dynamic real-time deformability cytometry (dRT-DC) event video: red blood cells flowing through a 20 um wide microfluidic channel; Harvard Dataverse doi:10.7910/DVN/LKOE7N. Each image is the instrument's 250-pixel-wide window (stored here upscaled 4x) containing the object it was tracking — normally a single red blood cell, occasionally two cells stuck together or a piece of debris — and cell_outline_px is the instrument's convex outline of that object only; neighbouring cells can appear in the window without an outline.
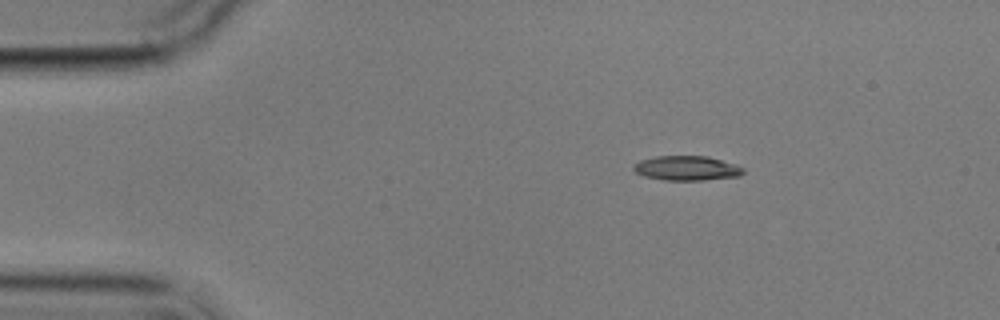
{"species": "common noctule bat (a hibernating species)", "species_latin": "Nyctalus noctula", "temperature_condition": "cold", "stored_images_in_passage": 3, "camera_frame_rate_fps": 3000, "um_per_image_px": 0.085, "animal": {"sex": "male", "body_mass_g": 17.9}, "frame": {"image": 1, "passage_image": 1, "time_ms": 0.0, "image_size_px": [1000, 320], "cell_outline_px": [[744, 172], [740, 176], [704, 180], [664, 180], [644, 176], [636, 172], [632, 168], [632, 164], [640, 160], [656, 156], [708, 156], [736, 164], [744, 168]], "centroid_in_image_um": [58.37, 14.29], "position_along_channel_um": 26.6, "area_um2": 15.84}}